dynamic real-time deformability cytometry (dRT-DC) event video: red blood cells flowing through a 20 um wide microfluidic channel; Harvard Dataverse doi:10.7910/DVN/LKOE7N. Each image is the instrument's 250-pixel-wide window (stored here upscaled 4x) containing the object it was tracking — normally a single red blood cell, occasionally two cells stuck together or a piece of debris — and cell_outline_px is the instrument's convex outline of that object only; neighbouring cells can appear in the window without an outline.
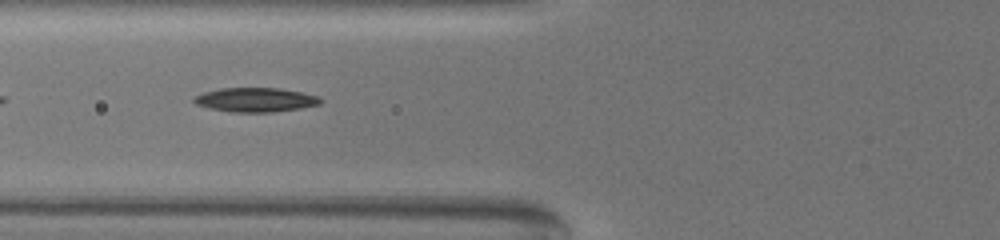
{"species": "common noctule bat (a hibernating species)", "species_latin": "Nyctalus noctula", "temperature_condition": "warm", "stored_images_in_passage": 45, "camera_frame_rate_fps": 3000, "um_per_image_px": 0.085, "animal": {"sex": "female", "body_mass_g": 19.5, "forearm_length_mm": 54.1}, "frame": {"image": 1, "passage_image": 6, "time_ms": 1.667, "image_size_px": [1000, 240], "cell_outline_px": [[324, 100], [320, 104], [300, 108], [272, 112], [232, 112], [208, 108], [196, 104], [192, 100], [196, 96], [204, 92], [220, 88], [280, 88], [320, 96]], "centroid_in_image_um": [21.74, 8.48], "position_along_channel_um": 104.1, "area_um2": 17.86}}
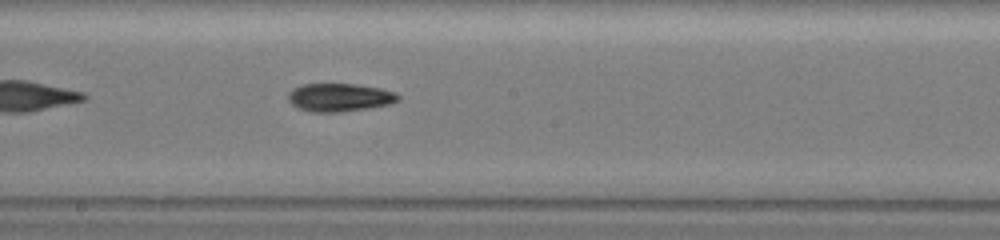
{"frame": {"image": 2, "passage_image": 17, "time_ms": 5.333, "image_size_px": [1000, 240], "cell_outline_px": [[400, 100], [388, 104], [368, 108], [340, 112], [312, 112], [300, 108], [292, 104], [288, 100], [288, 92], [292, 88], [304, 84], [356, 84], [380, 88], [396, 92], [400, 96]], "centroid_in_image_um": [28.87, 8.27], "position_along_channel_um": 219.3, "area_um2": 18.03}}
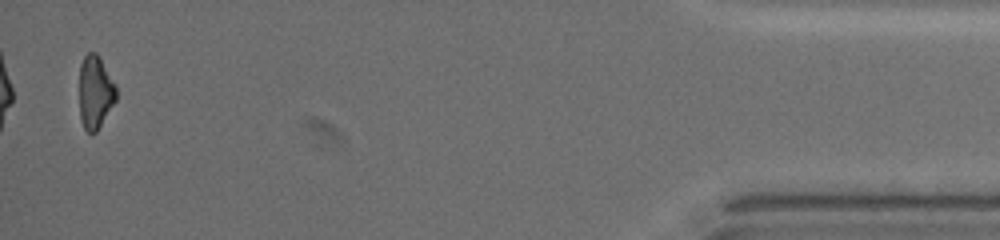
{"frame": {"image": 3, "passage_image": 44, "time_ms": 14.333, "image_size_px": [1000, 240], "cell_outline_px": [[116, 100], [96, 132], [88, 132], [84, 128], [80, 120], [80, 64], [84, 56], [88, 52], [96, 52], [116, 84]], "centroid_in_image_um": [8.09, 7.82], "position_along_channel_um": 427.1, "area_um2": 15.61}, "authors_computed_cell_mechanics": {"area_um2": 17.629, "velocity_mm_per_s": 3.1401, "shape_relaxation_time_tau1_ms": 6.6761, "shape_relaxation_time_tau2_ms": 6.6146, "deformation_change_tau1": 0.205, "deformation_change_tau2": 0.1278}}